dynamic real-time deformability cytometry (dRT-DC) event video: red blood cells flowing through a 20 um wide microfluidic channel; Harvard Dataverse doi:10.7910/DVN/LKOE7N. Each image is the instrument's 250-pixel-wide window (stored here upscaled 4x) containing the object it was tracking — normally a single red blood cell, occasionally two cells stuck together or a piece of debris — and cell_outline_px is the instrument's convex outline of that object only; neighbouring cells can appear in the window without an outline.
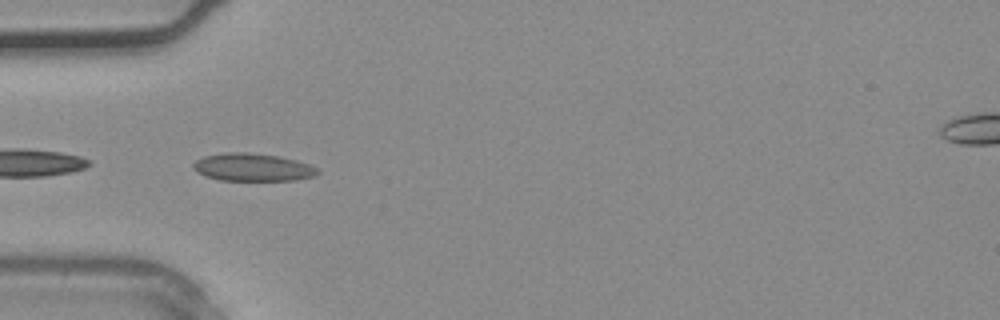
{"species": "common noctule bat (a hibernating species)", "species_latin": "Nyctalus noctula", "temperature_condition": "warm", "stored_images_in_passage": 3, "camera_frame_rate_fps": 3000, "um_per_image_px": 0.085, "animal": {"sex": "male", "body_mass_g": 20.4}, "frame": {"image": 1, "passage_image": 1, "time_ms": 0.0, "image_size_px": [1000, 320], "cell_outline_px": [[320, 172], [312, 176], [292, 180], [220, 180], [204, 176], [196, 172], [192, 168], [192, 164], [196, 160], [204, 156], [228, 152], [248, 152], [276, 156], [296, 160], [308, 164], [316, 168]], "centroid_in_image_um": [21.4, 14.21], "position_along_channel_um": 63.6, "area_um2": 19.94}}